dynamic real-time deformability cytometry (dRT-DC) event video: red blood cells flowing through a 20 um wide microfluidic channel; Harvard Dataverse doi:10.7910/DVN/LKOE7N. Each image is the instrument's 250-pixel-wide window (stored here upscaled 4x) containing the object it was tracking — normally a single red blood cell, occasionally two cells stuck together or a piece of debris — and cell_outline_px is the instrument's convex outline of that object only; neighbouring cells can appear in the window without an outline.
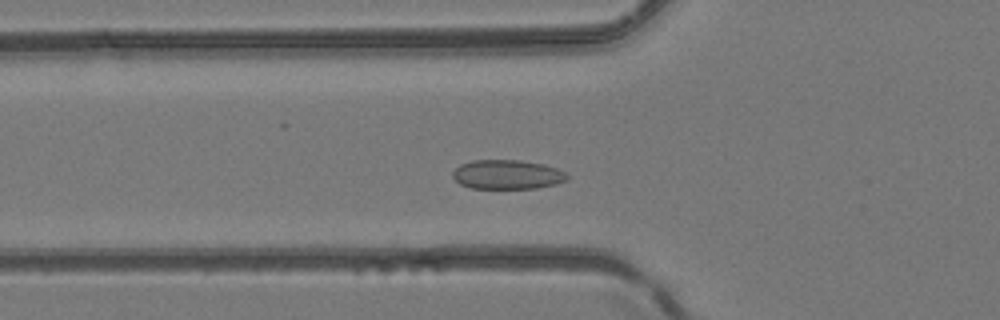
{"species": "common noctule bat (a hibernating species)", "species_latin": "Nyctalus noctula", "temperature_condition": "room temperature", "stored_images_in_passage": 38, "camera_frame_rate_fps": 3000, "um_per_image_px": 0.085, "animal": {"sex": "female", "body_mass_g": 24.6, "forearm_length_mm": 56.2}, "frame": {"image": 1, "passage_image": 8, "time_ms": 2.333, "image_size_px": [1000, 320], "cell_outline_px": [[568, 180], [556, 184], [536, 188], [472, 188], [460, 184], [452, 176], [452, 172], [460, 164], [472, 160], [520, 160], [544, 164], [556, 168], [564, 172], [568, 176]], "centroid_in_image_um": [43.11, 14.83], "position_along_channel_um": 82.7, "area_um2": 19.54}}
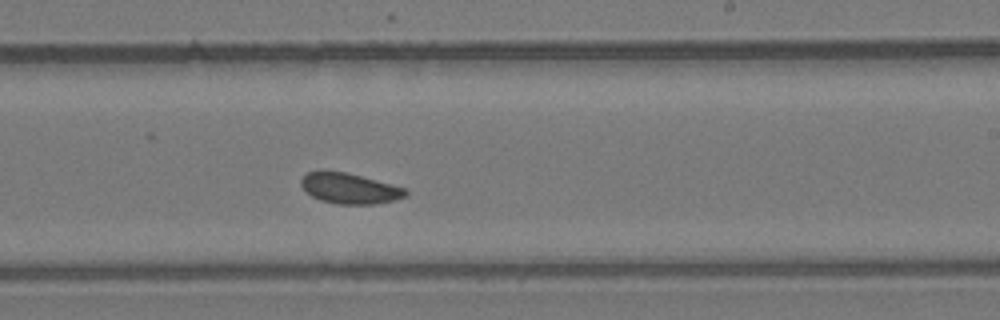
{"frame": {"image": 2, "passage_image": 20, "time_ms": 6.333, "image_size_px": [1000, 320], "cell_outline_px": [[408, 196], [396, 200], [376, 204], [340, 204], [320, 200], [312, 196], [300, 184], [300, 180], [308, 172], [320, 168], [348, 172], [404, 188], [408, 192]], "centroid_in_image_um": [29.69, 15.99], "position_along_channel_um": 259.3, "area_um2": 18.9}}
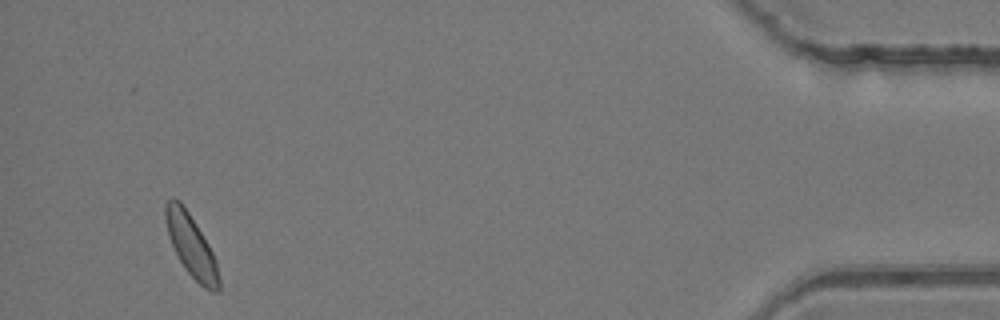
{"frame": {"image": 3, "passage_image": 36, "time_ms": 11.667, "image_size_px": [1000, 320], "cell_outline_px": [[220, 292], [212, 292], [204, 288], [184, 268], [168, 236], [164, 216], [164, 204], [172, 196], [180, 200], [188, 212], [208, 244], [216, 260], [220, 280]], "centroid_in_image_um": [16.24, 20.88], "position_along_channel_um": 419.0, "area_um2": 19.25}}